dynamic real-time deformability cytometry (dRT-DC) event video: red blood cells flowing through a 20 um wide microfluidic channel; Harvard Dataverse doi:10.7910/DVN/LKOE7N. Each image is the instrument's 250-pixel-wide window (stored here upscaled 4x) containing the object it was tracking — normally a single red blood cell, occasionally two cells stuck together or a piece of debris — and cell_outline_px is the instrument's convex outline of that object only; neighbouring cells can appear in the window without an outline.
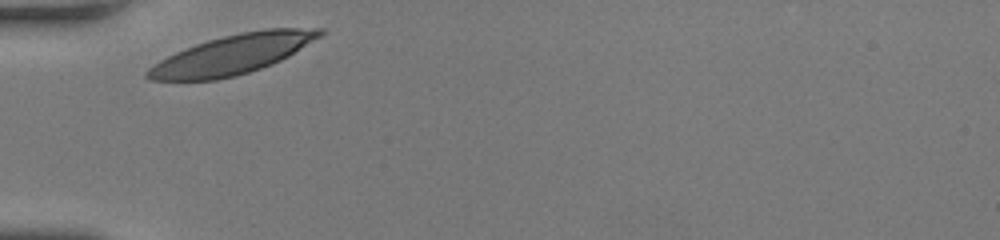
{"species": "human", "species_latin": "Homo sapiens", "temperature_condition": "room temperature", "stored_images_in_passage": 27, "camera_frame_rate_fps": 3000, "um_per_image_px": 0.085, "donor": {"sex": "female"}, "frame": {"image": 1, "passage_image": 1, "time_ms": 0.0, "image_size_px": [1000, 240], "cell_outline_px": [[324, 32], [320, 36], [288, 56], [272, 64], [236, 76], [216, 80], [148, 80], [144, 76], [144, 72], [148, 68], [160, 60], [176, 52], [196, 44], [208, 40], [240, 32], [264, 28], [324, 28]], "centroid_in_image_um": [19.74, 4.63], "position_along_channel_um": 65.3, "area_um2": 39.3}}
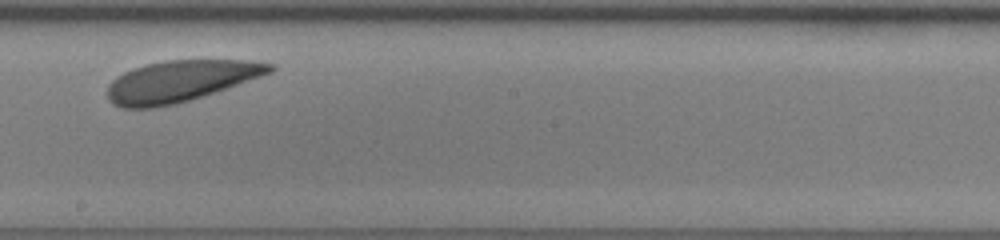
{"frame": {"image": 2, "passage_image": 15, "time_ms": 4.667, "image_size_px": [1000, 240], "cell_outline_px": [[276, 68], [272, 72], [176, 104], [156, 108], [120, 108], [112, 104], [108, 100], [108, 84], [116, 76], [132, 68], [148, 64], [168, 60], [252, 60], [276, 64]], "centroid_in_image_um": [15.29, 6.89], "position_along_channel_um": 232.9, "area_um2": 38.84}}
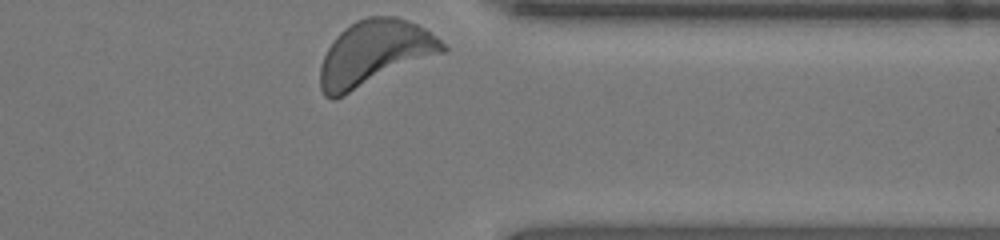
{"frame": {"image": 3, "passage_image": 27, "time_ms": 8.667, "image_size_px": [1000, 240], "cell_outline_px": [[448, 48], [444, 52], [332, 100], [324, 96], [320, 88], [320, 64], [332, 40], [344, 28], [356, 20], [368, 16], [396, 16], [408, 20], [424, 28], [436, 36]], "centroid_in_image_um": [31.8, 4.5], "position_along_channel_um": 379.6, "area_um2": 46.18}, "authors_computed_cell_mechanics": {"area_um2": 38.8994, "velocity_mm_per_s": 3.7217, "shape_relaxation_time_tau1_ms": null, "shape_relaxation_time_tau2_ms": 2.5973, "deformation_change_tau1": null, "deformation_change_tau2": 0.0804}}